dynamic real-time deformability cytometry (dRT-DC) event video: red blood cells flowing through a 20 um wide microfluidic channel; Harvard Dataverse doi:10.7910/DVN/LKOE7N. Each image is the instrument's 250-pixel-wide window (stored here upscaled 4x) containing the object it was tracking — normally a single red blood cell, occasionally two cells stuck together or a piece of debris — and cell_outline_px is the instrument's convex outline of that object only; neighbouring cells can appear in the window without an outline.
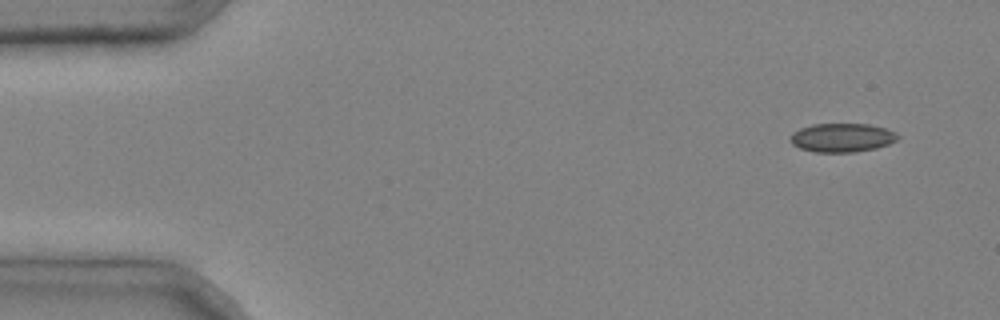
{"species": "common noctule bat (a hibernating species)", "species_latin": "Nyctalus noctula", "temperature_condition": "cold", "stored_images_in_passage": 3, "camera_frame_rate_fps": 3000, "um_per_image_px": 0.085, "animal": {"sex": "male", "body_mass_g": 20.4}, "frame": {"image": 1, "passage_image": 1, "time_ms": 0.0, "image_size_px": [1000, 320], "cell_outline_px": [[900, 136], [896, 140], [888, 144], [876, 148], [856, 152], [816, 152], [800, 148], [792, 144], [792, 132], [800, 128], [812, 124], [868, 124], [884, 128], [896, 132]], "centroid_in_image_um": [71.59, 11.7], "position_along_channel_um": 13.4, "area_um2": 17.92}}
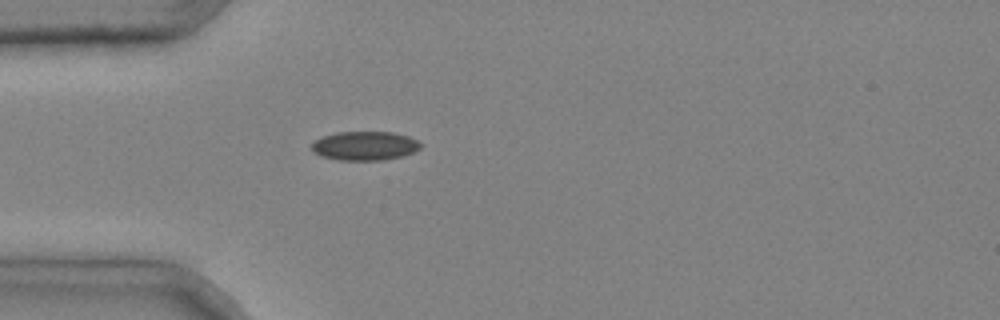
{"frame": {"image": 2, "passage_image": 3, "time_ms": 0.667, "image_size_px": [1000, 320], "cell_outline_px": [[424, 144], [420, 148], [404, 156], [384, 160], [340, 160], [320, 156], [312, 152], [312, 144], [316, 140], [324, 136], [336, 132], [392, 132], [408, 136]], "centroid_in_image_um": [31.02, 12.4], "position_along_channel_um": 54.0, "area_um2": 18.44}}